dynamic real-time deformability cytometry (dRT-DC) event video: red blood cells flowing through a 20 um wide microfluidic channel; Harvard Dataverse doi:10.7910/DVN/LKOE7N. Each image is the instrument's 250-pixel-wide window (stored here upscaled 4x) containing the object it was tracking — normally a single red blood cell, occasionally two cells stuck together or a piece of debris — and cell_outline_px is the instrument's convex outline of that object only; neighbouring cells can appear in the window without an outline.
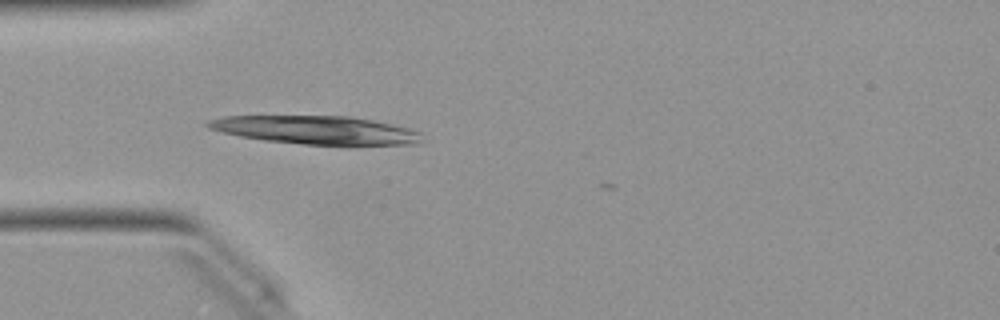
{"species": "Egyptian fruit bat (a non-hibernating species)", "species_latin": "Rousettus aegyptiacus", "temperature_condition": "warm", "stored_images_in_passage": 4, "camera_frame_rate_fps": 3000, "um_per_image_px": 0.085, "animal": {"sex": "female"}, "frame": {"image": 1, "passage_image": 1, "time_ms": 0.0, "image_size_px": [1000, 320], "cell_outline_px": [[424, 140], [420, 144], [304, 144], [264, 140], [240, 136], [208, 128], [204, 124], [208, 120], [224, 116], [352, 116], [372, 120], [408, 128], [420, 132]], "centroid_in_image_um": [26.86, 11.04], "position_along_channel_um": 58.1, "area_um2": 34.97}}